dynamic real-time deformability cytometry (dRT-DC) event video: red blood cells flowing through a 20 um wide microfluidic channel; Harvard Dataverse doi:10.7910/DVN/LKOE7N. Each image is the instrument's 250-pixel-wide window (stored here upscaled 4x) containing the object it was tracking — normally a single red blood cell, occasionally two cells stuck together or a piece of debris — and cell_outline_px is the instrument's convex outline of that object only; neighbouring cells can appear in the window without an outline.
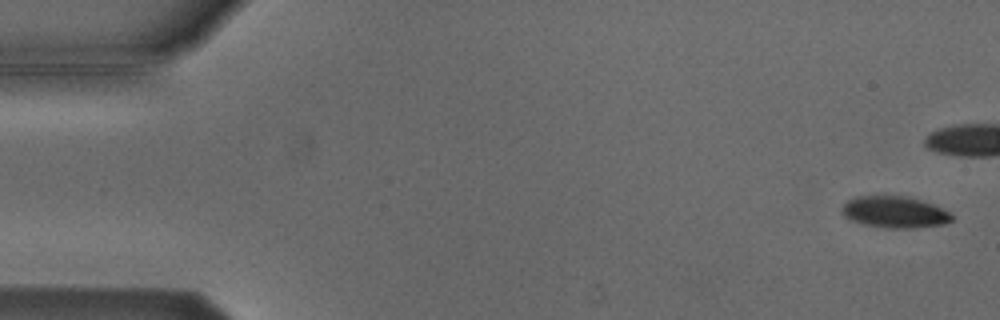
{"species": "Egyptian fruit bat (a non-hibernating species)", "species_latin": "Rousettus aegyptiacus", "temperature_condition": "cold", "stored_images_in_passage": 6, "camera_frame_rate_fps": 3000, "um_per_image_px": 0.085, "animal": {"sex": "male"}, "frame": {"image": 1, "passage_image": 1, "time_ms": 0.0, "image_size_px": [1000, 320], "cell_outline_px": [[952, 220], [944, 224], [916, 228], [888, 228], [864, 224], [852, 220], [844, 216], [840, 212], [840, 208], [848, 200], [856, 196], [908, 196], [932, 204], [948, 212], [952, 216]], "centroid_in_image_um": [76.01, 18.03], "position_along_channel_um": 9.0, "area_um2": 20.11}}